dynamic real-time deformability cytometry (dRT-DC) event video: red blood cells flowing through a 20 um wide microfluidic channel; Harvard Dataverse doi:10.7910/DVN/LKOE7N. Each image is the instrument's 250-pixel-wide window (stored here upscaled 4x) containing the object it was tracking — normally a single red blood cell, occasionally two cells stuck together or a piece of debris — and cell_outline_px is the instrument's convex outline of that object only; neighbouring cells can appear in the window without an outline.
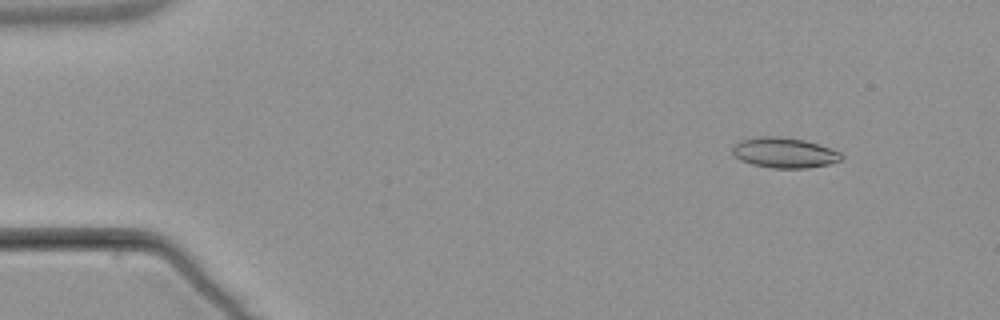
{"species": "common noctule bat (a hibernating species)", "species_latin": "Nyctalus noctula", "temperature_condition": "warm", "stored_images_in_passage": 50, "camera_frame_rate_fps": 3000, "um_per_image_px": 0.085, "animal": {"sex": "male", "body_mass_g": 21.5, "forearm_length_mm": 52.0}, "frame": {"image": 1, "passage_image": 2, "time_ms": 0.333, "image_size_px": [1000, 320], "cell_outline_px": [[844, 156], [840, 160], [828, 164], [808, 168], [772, 168], [752, 164], [740, 160], [732, 152], [732, 148], [740, 140], [760, 136], [776, 136], [804, 140], [820, 144], [840, 152]], "centroid_in_image_um": [66.67, 12.98], "position_along_channel_um": 18.3, "area_um2": 19.19}}
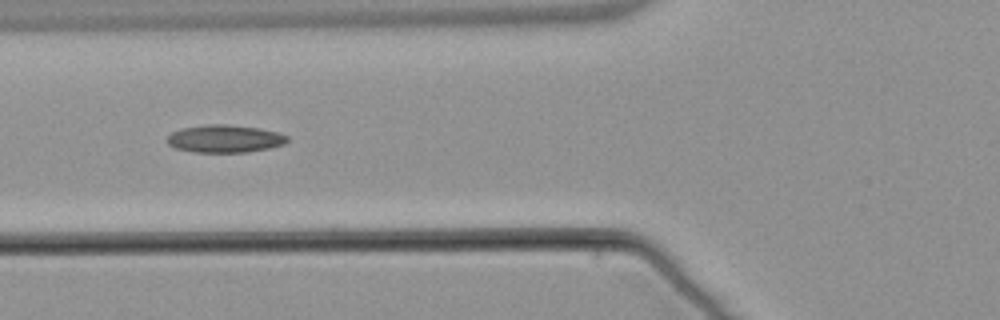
{"frame": {"image": 2, "passage_image": 17, "time_ms": 5.333, "image_size_px": [1000, 320], "cell_outline_px": [[288, 140], [284, 144], [268, 148], [248, 152], [192, 152], [176, 148], [168, 144], [168, 136], [172, 132], [184, 128], [208, 124], [224, 124], [260, 128], [280, 132], [288, 136]], "centroid_in_image_um": [19.14, 11.79], "position_along_channel_um": 106.7, "area_um2": 19.31}}
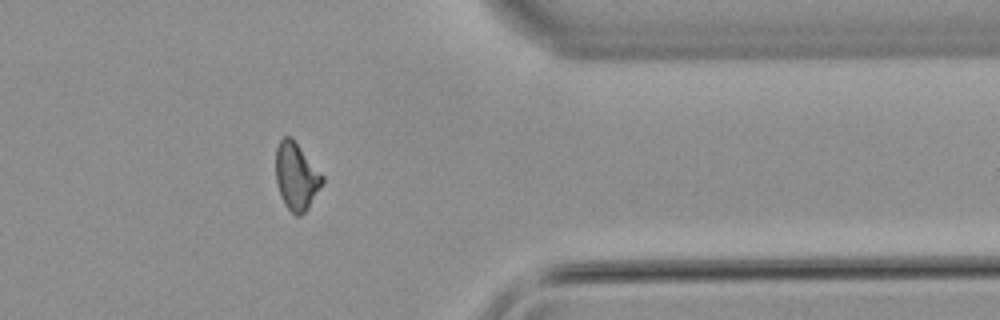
{"frame": {"image": 3, "passage_image": 40, "time_ms": 13.0, "image_size_px": [1000, 320], "cell_outline_px": [[324, 180], [308, 208], [300, 216], [296, 216], [284, 204], [280, 196], [276, 180], [276, 148], [280, 140], [284, 136], [292, 136], [324, 176]], "centroid_in_image_um": [25.18, 14.96], "position_along_channel_um": 386.2, "area_um2": 18.26}, "authors_computed_cell_mechanics": {"area_um2": 18.3804, "velocity_mm_per_s": 3.8306, "shape_relaxation_time_tau1_ms": null, "shape_relaxation_time_tau2_ms": 4.064, "deformation_change_tau1": null, "deformation_change_tau2": 0.1162}}